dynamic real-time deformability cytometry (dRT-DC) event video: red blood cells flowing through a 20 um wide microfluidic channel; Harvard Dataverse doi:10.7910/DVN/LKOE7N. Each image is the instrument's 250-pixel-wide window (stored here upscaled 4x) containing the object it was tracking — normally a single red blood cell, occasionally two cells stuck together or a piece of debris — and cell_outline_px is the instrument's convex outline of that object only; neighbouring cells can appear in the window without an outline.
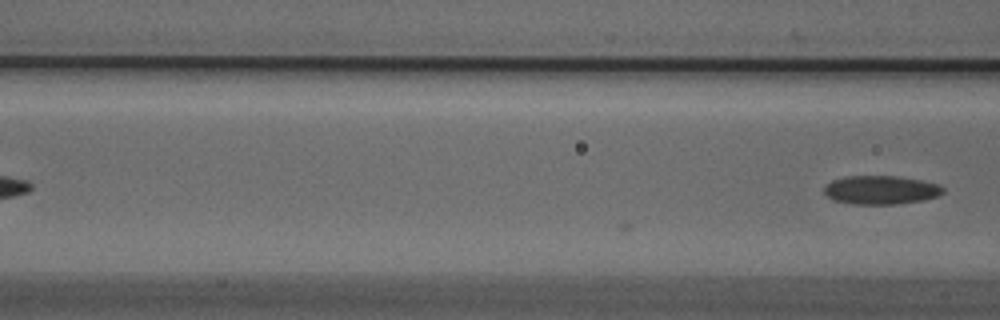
{"species": "Egyptian fruit bat (a non-hibernating species)", "species_latin": "Rousettus aegyptiacus", "temperature_condition": "cold", "stored_images_in_passage": 5, "camera_frame_rate_fps": 3000, "um_per_image_px": 0.085, "animal": {"sex": "male"}, "frame": {"image": 1, "passage_image": 5, "time_ms": 1.333, "image_size_px": [1000, 320], "cell_outline_px": [[944, 192], [936, 196], [924, 200], [896, 204], [852, 204], [832, 200], [824, 192], [824, 184], [832, 180], [844, 176], [900, 176], [920, 180], [936, 184], [944, 188]], "centroid_in_image_um": [74.82, 16.14], "position_along_channel_um": 91.8, "area_um2": 19.94}}